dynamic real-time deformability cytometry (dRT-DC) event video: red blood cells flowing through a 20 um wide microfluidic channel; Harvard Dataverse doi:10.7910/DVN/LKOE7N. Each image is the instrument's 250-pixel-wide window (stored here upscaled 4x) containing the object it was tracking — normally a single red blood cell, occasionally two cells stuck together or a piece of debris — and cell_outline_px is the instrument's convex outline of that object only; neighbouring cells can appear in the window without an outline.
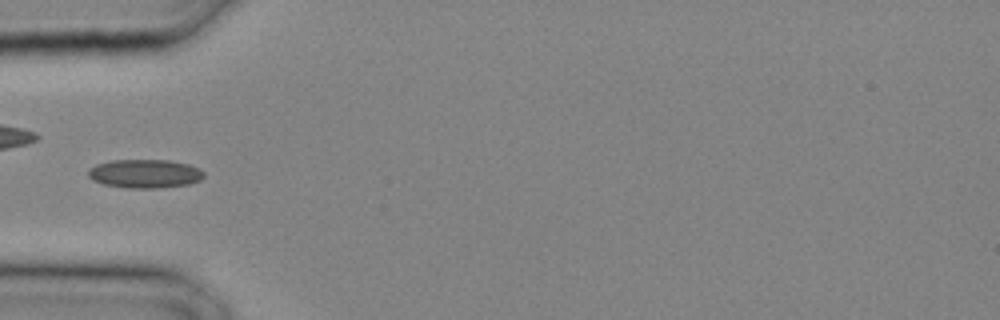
{"species": "common noctule bat (a hibernating species)", "species_latin": "Nyctalus noctula", "temperature_condition": "cold", "stored_images_in_passage": 29, "camera_frame_rate_fps": 3000, "um_per_image_px": 0.085, "animal": {"sex": "male", "body_mass_g": 20.4}, "frame": {"image": 1, "passage_image": 9, "time_ms": 2.667, "image_size_px": [1000, 320], "cell_outline_px": [[204, 176], [200, 180], [188, 184], [156, 188], [128, 188], [104, 184], [92, 180], [88, 176], [88, 168], [96, 164], [112, 160], [168, 160], [188, 164], [200, 168], [204, 172]], "centroid_in_image_um": [12.3, 14.75], "position_along_channel_um": 72.7, "area_um2": 19.36}}
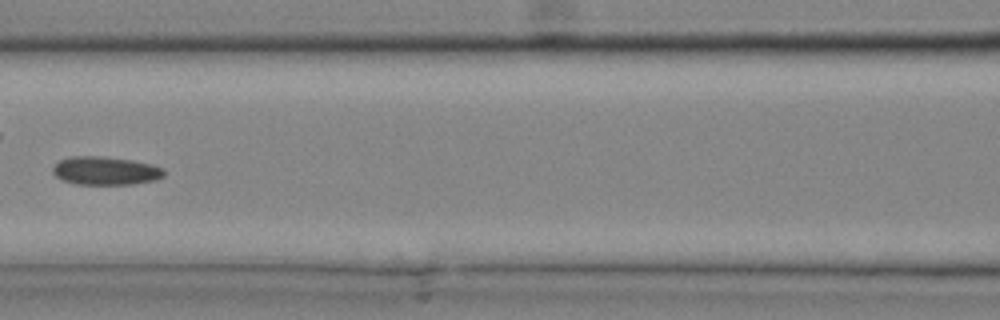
{"frame": {"image": 2, "passage_image": 13, "time_ms": 4.0, "image_size_px": [1000, 320], "cell_outline_px": [[164, 176], [156, 180], [132, 184], [76, 184], [60, 180], [52, 172], [52, 168], [60, 160], [72, 156], [104, 156], [132, 160], [152, 164], [164, 168]], "centroid_in_image_um": [8.97, 14.51], "position_along_channel_um": 157.6, "area_um2": 18.5}}